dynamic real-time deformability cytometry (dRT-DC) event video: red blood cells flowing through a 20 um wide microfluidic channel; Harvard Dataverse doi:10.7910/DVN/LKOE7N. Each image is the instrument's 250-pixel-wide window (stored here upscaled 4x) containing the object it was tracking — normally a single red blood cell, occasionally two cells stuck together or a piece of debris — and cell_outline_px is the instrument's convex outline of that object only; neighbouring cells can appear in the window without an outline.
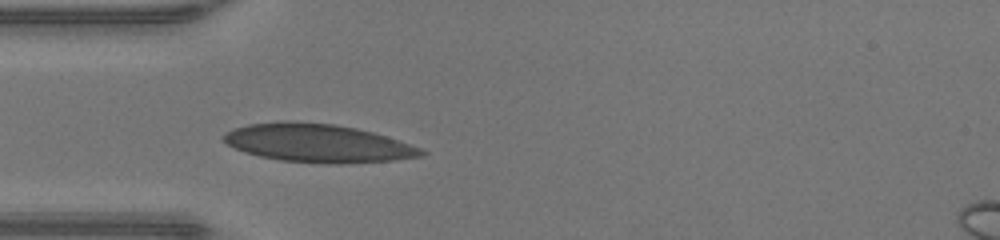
{"species": "human", "species_latin": "Homo sapiens", "temperature_condition": "warm", "stored_images_in_passage": 9, "camera_frame_rate_fps": 3000, "um_per_image_px": 0.085, "donor": {"sex": "male"}, "frame": {"image": 1, "passage_image": 1, "time_ms": 0.0, "image_size_px": [1000, 240], "cell_outline_px": [[428, 152], [424, 156], [392, 160], [336, 164], [332, 164], [280, 160], [260, 156], [244, 152], [228, 144], [220, 136], [236, 128], [248, 124], [288, 120], [336, 124], [356, 128], [372, 132], [420, 148]], "centroid_in_image_um": [27.0, 12.16], "position_along_channel_um": 58.0, "area_um2": 43.75}}
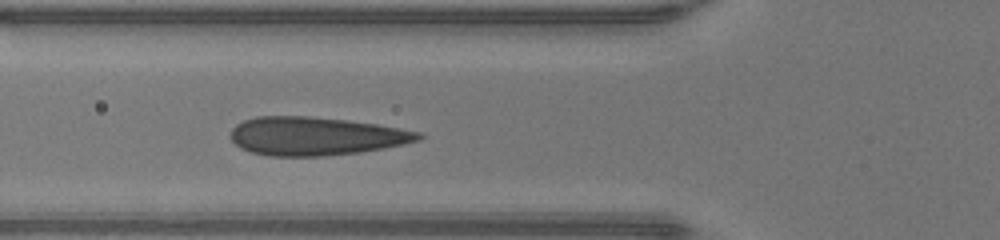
{"frame": {"image": 2, "passage_image": 4, "time_ms": 1.0, "image_size_px": [1000, 240], "cell_outline_px": [[424, 136], [420, 140], [404, 144], [384, 148], [360, 152], [324, 156], [272, 156], [252, 152], [240, 148], [232, 140], [232, 128], [236, 124], [244, 120], [256, 116], [308, 116], [344, 120], [376, 124], [420, 132]], "centroid_in_image_um": [26.83, 11.57], "position_along_channel_um": 99.0, "area_um2": 41.79}}
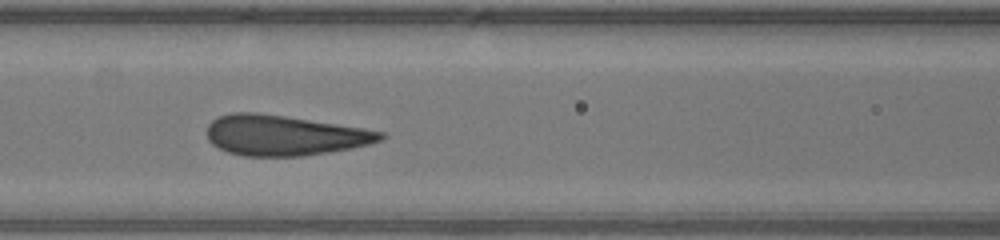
{"frame": {"image": 3, "passage_image": 7, "time_ms": 2.0, "image_size_px": [1000, 240], "cell_outline_px": [[388, 136], [380, 140], [368, 144], [352, 148], [328, 152], [300, 156], [244, 156], [228, 152], [212, 144], [208, 140], [208, 124], [212, 120], [220, 116], [232, 112], [256, 112], [284, 116], [360, 128], [384, 132]], "centroid_in_image_um": [24.13, 11.5], "position_along_channel_um": 142.5, "area_um2": 40.34}}